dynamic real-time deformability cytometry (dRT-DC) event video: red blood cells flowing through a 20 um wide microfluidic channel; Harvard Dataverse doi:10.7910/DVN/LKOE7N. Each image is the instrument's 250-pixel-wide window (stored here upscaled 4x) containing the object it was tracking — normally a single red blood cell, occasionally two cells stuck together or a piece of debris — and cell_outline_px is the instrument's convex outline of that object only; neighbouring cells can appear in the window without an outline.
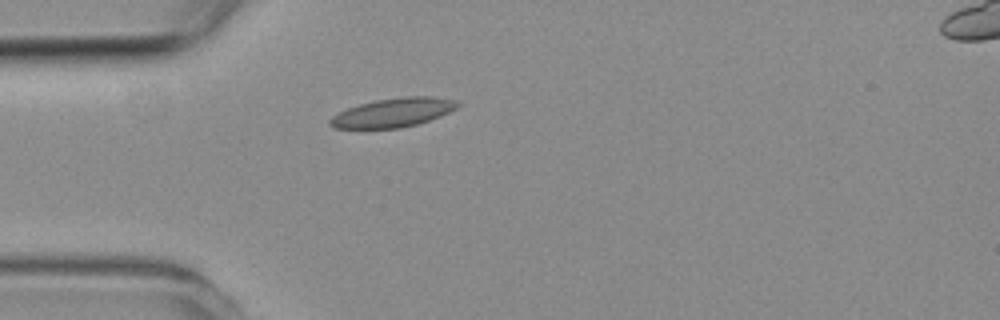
{"species": "common noctule bat (a hibernating species)", "species_latin": "Nyctalus noctula", "temperature_condition": "room temperature", "stored_images_in_passage": 1, "camera_frame_rate_fps": 3000, "um_per_image_px": 0.085, "animal": {"sex": "female", "body_mass_g": 19.3, "forearm_length_mm": 54.1}, "frame": {"image": 1, "passage_image": 1, "time_ms": 0.0, "image_size_px": [1000, 320], "cell_outline_px": [[460, 104], [456, 108], [440, 116], [416, 124], [400, 128], [336, 128], [328, 124], [328, 120], [332, 116], [348, 108], [360, 104], [376, 100], [404, 96], [428, 96], [456, 100]], "centroid_in_image_um": [33.4, 9.56], "position_along_channel_um": 51.6, "area_um2": 21.27}}